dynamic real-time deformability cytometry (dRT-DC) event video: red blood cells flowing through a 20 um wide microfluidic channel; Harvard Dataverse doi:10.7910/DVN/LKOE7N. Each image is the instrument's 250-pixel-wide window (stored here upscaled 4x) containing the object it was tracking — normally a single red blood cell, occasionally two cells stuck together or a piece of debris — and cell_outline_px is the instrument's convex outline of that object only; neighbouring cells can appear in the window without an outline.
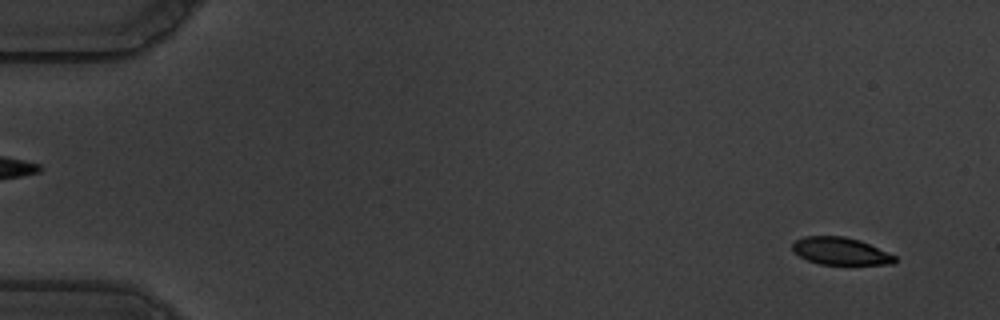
{"species": "common noctule bat (a hibernating species)", "species_latin": "Nyctalus noctula", "temperature_condition": "warm", "stored_images_in_passage": 59, "camera_frame_rate_fps": 3000, "um_per_image_px": 0.085, "animal": {"sex": "male", "body_mass_g": 19.5, "forearm_length_mm": 54.6}, "frame": {"image": 1, "passage_image": 4, "time_ms": 1.0, "image_size_px": [1000, 320], "cell_outline_px": [[896, 260], [892, 264], [820, 264], [808, 260], [800, 256], [792, 248], [792, 244], [796, 240], [804, 236], [844, 236], [860, 240], [896, 256]], "centroid_in_image_um": [71.44, 21.34], "position_along_channel_um": 13.6, "area_um2": 16.13}}
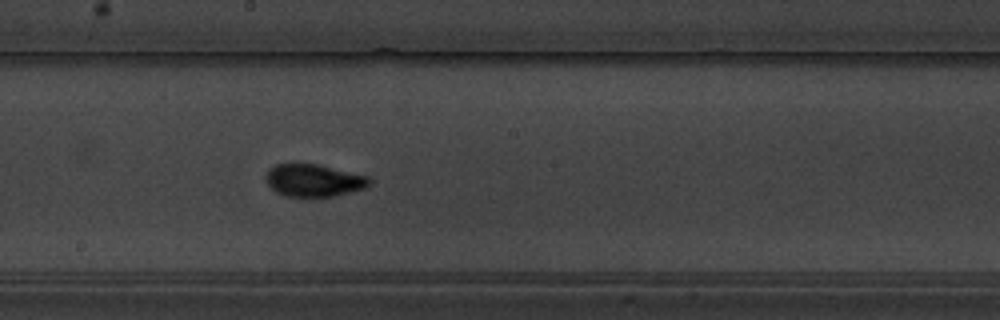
{"frame": {"image": 2, "passage_image": 33, "time_ms": 10.667, "image_size_px": [1000, 320], "cell_outline_px": [[372, 184], [364, 188], [336, 196], [284, 196], [276, 192], [268, 184], [264, 176], [268, 168], [276, 164], [316, 164], [368, 176], [372, 180]], "centroid_in_image_um": [26.66, 15.33], "position_along_channel_um": 221.5, "area_um2": 19.54}}
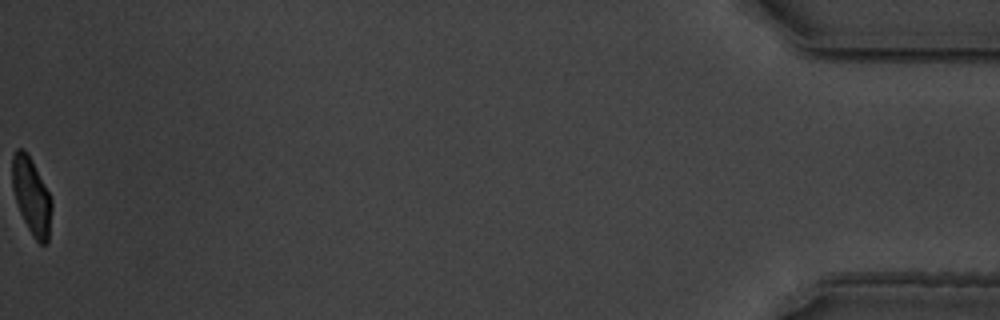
{"frame": {"image": 3, "passage_image": 59, "time_ms": 19.333, "image_size_px": [1000, 320], "cell_outline_px": [[52, 208], [48, 244], [40, 244], [32, 236], [20, 212], [12, 188], [12, 152], [16, 148], [24, 148], [48, 192], [52, 200]], "centroid_in_image_um": [2.67, 16.69], "position_along_channel_um": 432.5, "area_um2": 17.46}, "authors_computed_cell_mechanics": {"area_um2": 18.7272, "velocity_mm_per_s": 3.5228, "shape_relaxation_time_tau1_ms": 3.3252, "shape_relaxation_time_tau2_ms": 0.9065, "deformation_change_tau1": 0.174, "deformation_change_tau2": 0.0635}}